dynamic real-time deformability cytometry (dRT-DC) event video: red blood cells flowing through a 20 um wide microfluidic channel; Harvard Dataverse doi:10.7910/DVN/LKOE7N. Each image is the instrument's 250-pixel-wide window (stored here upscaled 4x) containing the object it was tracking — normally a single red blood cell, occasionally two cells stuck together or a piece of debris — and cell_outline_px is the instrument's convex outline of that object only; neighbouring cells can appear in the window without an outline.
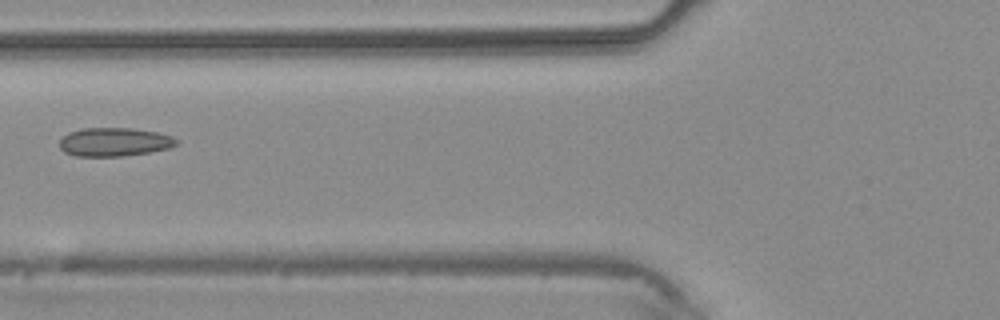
{"species": "common noctule bat (a hibernating species)", "species_latin": "Nyctalus noctula", "temperature_condition": "warm", "stored_images_in_passage": 5, "camera_frame_rate_fps": 3000, "um_per_image_px": 0.085, "animal": {"sex": "male", "body_mass_g": 20.4}, "frame": {"image": 1, "passage_image": 5, "time_ms": 4.333, "image_size_px": [1000, 320], "cell_outline_px": [[180, 140], [176, 144], [168, 148], [148, 152], [120, 156], [76, 156], [64, 152], [60, 148], [60, 140], [68, 132], [84, 128], [132, 128], [156, 132], [172, 136]], "centroid_in_image_um": [9.71, 12.06], "position_along_channel_um": 116.1, "area_um2": 19.36}}